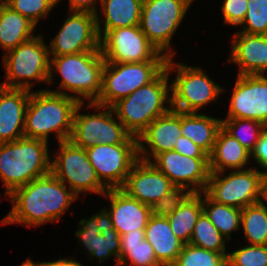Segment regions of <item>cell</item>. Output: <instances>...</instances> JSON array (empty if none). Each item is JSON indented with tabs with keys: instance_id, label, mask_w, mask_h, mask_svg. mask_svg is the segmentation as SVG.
Instances as JSON below:
<instances>
[{
	"instance_id": "obj_1",
	"label": "cell",
	"mask_w": 267,
	"mask_h": 266,
	"mask_svg": "<svg viewBox=\"0 0 267 266\" xmlns=\"http://www.w3.org/2000/svg\"><path fill=\"white\" fill-rule=\"evenodd\" d=\"M8 197L13 207L1 225L18 223L31 227L60 220L79 196L50 171L14 189Z\"/></svg>"
},
{
	"instance_id": "obj_2",
	"label": "cell",
	"mask_w": 267,
	"mask_h": 266,
	"mask_svg": "<svg viewBox=\"0 0 267 266\" xmlns=\"http://www.w3.org/2000/svg\"><path fill=\"white\" fill-rule=\"evenodd\" d=\"M79 104L75 98L49 89L30 92L25 111L24 137L48 142L49 134L56 132L58 143L69 140Z\"/></svg>"
},
{
	"instance_id": "obj_3",
	"label": "cell",
	"mask_w": 267,
	"mask_h": 266,
	"mask_svg": "<svg viewBox=\"0 0 267 266\" xmlns=\"http://www.w3.org/2000/svg\"><path fill=\"white\" fill-rule=\"evenodd\" d=\"M105 62L101 51L51 57L48 83L54 81L53 70L61 75L62 79L59 84L61 90L49 91L75 98L79 103H84V99L95 103L102 90Z\"/></svg>"
},
{
	"instance_id": "obj_4",
	"label": "cell",
	"mask_w": 267,
	"mask_h": 266,
	"mask_svg": "<svg viewBox=\"0 0 267 266\" xmlns=\"http://www.w3.org/2000/svg\"><path fill=\"white\" fill-rule=\"evenodd\" d=\"M48 142L22 137L0 143V178L5 195L51 171Z\"/></svg>"
},
{
	"instance_id": "obj_5",
	"label": "cell",
	"mask_w": 267,
	"mask_h": 266,
	"mask_svg": "<svg viewBox=\"0 0 267 266\" xmlns=\"http://www.w3.org/2000/svg\"><path fill=\"white\" fill-rule=\"evenodd\" d=\"M169 74L165 68L152 82L112 106L115 116L132 136L138 138L156 118L171 109L165 106V103L171 104Z\"/></svg>"
},
{
	"instance_id": "obj_6",
	"label": "cell",
	"mask_w": 267,
	"mask_h": 266,
	"mask_svg": "<svg viewBox=\"0 0 267 266\" xmlns=\"http://www.w3.org/2000/svg\"><path fill=\"white\" fill-rule=\"evenodd\" d=\"M3 54L2 62L6 69V81L0 83V86L31 91L35 82H29V80L48 83L50 76L49 46L44 44L41 35L35 36Z\"/></svg>"
},
{
	"instance_id": "obj_7",
	"label": "cell",
	"mask_w": 267,
	"mask_h": 266,
	"mask_svg": "<svg viewBox=\"0 0 267 266\" xmlns=\"http://www.w3.org/2000/svg\"><path fill=\"white\" fill-rule=\"evenodd\" d=\"M172 59L169 57L165 65L169 73L177 70L176 78L170 84L171 109L198 113L203 106L219 98L223 88L211 80L202 68L174 63Z\"/></svg>"
},
{
	"instance_id": "obj_8",
	"label": "cell",
	"mask_w": 267,
	"mask_h": 266,
	"mask_svg": "<svg viewBox=\"0 0 267 266\" xmlns=\"http://www.w3.org/2000/svg\"><path fill=\"white\" fill-rule=\"evenodd\" d=\"M165 65L166 61L105 62L102 90L95 104L112 107L120 99L152 82L165 69Z\"/></svg>"
},
{
	"instance_id": "obj_9",
	"label": "cell",
	"mask_w": 267,
	"mask_h": 266,
	"mask_svg": "<svg viewBox=\"0 0 267 266\" xmlns=\"http://www.w3.org/2000/svg\"><path fill=\"white\" fill-rule=\"evenodd\" d=\"M84 103H80L73 117V130L70 141L77 147L88 148L96 144L137 143V138L132 136L113 116L112 107H101L95 103H88L87 107L104 111L94 114H79Z\"/></svg>"
},
{
	"instance_id": "obj_10",
	"label": "cell",
	"mask_w": 267,
	"mask_h": 266,
	"mask_svg": "<svg viewBox=\"0 0 267 266\" xmlns=\"http://www.w3.org/2000/svg\"><path fill=\"white\" fill-rule=\"evenodd\" d=\"M221 174V175H220ZM211 172L205 193L215 202L243 209L259 203L267 177L258 168ZM223 175V177H221Z\"/></svg>"
},
{
	"instance_id": "obj_11",
	"label": "cell",
	"mask_w": 267,
	"mask_h": 266,
	"mask_svg": "<svg viewBox=\"0 0 267 266\" xmlns=\"http://www.w3.org/2000/svg\"><path fill=\"white\" fill-rule=\"evenodd\" d=\"M193 1L143 0L139 26L148 40L167 58L174 56L171 39Z\"/></svg>"
},
{
	"instance_id": "obj_12",
	"label": "cell",
	"mask_w": 267,
	"mask_h": 266,
	"mask_svg": "<svg viewBox=\"0 0 267 266\" xmlns=\"http://www.w3.org/2000/svg\"><path fill=\"white\" fill-rule=\"evenodd\" d=\"M59 146L51 172L77 196L83 192L103 195L108 189L100 182L86 150L70 140L59 142Z\"/></svg>"
},
{
	"instance_id": "obj_13",
	"label": "cell",
	"mask_w": 267,
	"mask_h": 266,
	"mask_svg": "<svg viewBox=\"0 0 267 266\" xmlns=\"http://www.w3.org/2000/svg\"><path fill=\"white\" fill-rule=\"evenodd\" d=\"M100 50L106 62L130 63L167 61L148 40L139 25L109 30L100 39Z\"/></svg>"
},
{
	"instance_id": "obj_14",
	"label": "cell",
	"mask_w": 267,
	"mask_h": 266,
	"mask_svg": "<svg viewBox=\"0 0 267 266\" xmlns=\"http://www.w3.org/2000/svg\"><path fill=\"white\" fill-rule=\"evenodd\" d=\"M100 182L107 189L122 188L138 158V143L96 144L85 149Z\"/></svg>"
},
{
	"instance_id": "obj_15",
	"label": "cell",
	"mask_w": 267,
	"mask_h": 266,
	"mask_svg": "<svg viewBox=\"0 0 267 266\" xmlns=\"http://www.w3.org/2000/svg\"><path fill=\"white\" fill-rule=\"evenodd\" d=\"M68 15L49 44V55L55 57L85 51H101L96 14L71 11Z\"/></svg>"
},
{
	"instance_id": "obj_16",
	"label": "cell",
	"mask_w": 267,
	"mask_h": 266,
	"mask_svg": "<svg viewBox=\"0 0 267 266\" xmlns=\"http://www.w3.org/2000/svg\"><path fill=\"white\" fill-rule=\"evenodd\" d=\"M153 159L150 162L176 187H186L192 193L205 191L211 173L209 158H191L171 150L161 152Z\"/></svg>"
},
{
	"instance_id": "obj_17",
	"label": "cell",
	"mask_w": 267,
	"mask_h": 266,
	"mask_svg": "<svg viewBox=\"0 0 267 266\" xmlns=\"http://www.w3.org/2000/svg\"><path fill=\"white\" fill-rule=\"evenodd\" d=\"M227 118L259 121L267 126V77L238 75Z\"/></svg>"
},
{
	"instance_id": "obj_18",
	"label": "cell",
	"mask_w": 267,
	"mask_h": 266,
	"mask_svg": "<svg viewBox=\"0 0 267 266\" xmlns=\"http://www.w3.org/2000/svg\"><path fill=\"white\" fill-rule=\"evenodd\" d=\"M75 236L87 249L90 259L98 257L99 263H102L109 257L115 256L116 266L119 265L121 236L106 221L104 209L93 214L89 220L81 219Z\"/></svg>"
},
{
	"instance_id": "obj_19",
	"label": "cell",
	"mask_w": 267,
	"mask_h": 266,
	"mask_svg": "<svg viewBox=\"0 0 267 266\" xmlns=\"http://www.w3.org/2000/svg\"><path fill=\"white\" fill-rule=\"evenodd\" d=\"M176 186L151 162L138 159L121 188L139 202L152 206Z\"/></svg>"
},
{
	"instance_id": "obj_20",
	"label": "cell",
	"mask_w": 267,
	"mask_h": 266,
	"mask_svg": "<svg viewBox=\"0 0 267 266\" xmlns=\"http://www.w3.org/2000/svg\"><path fill=\"white\" fill-rule=\"evenodd\" d=\"M103 196L110 200V211L106 212V221L121 236L130 231L145 230L151 217V208L129 196L121 188L108 189Z\"/></svg>"
},
{
	"instance_id": "obj_21",
	"label": "cell",
	"mask_w": 267,
	"mask_h": 266,
	"mask_svg": "<svg viewBox=\"0 0 267 266\" xmlns=\"http://www.w3.org/2000/svg\"><path fill=\"white\" fill-rule=\"evenodd\" d=\"M181 135V112L170 109L156 118L138 136V158L150 162L151 157L154 158L161 152L174 150L177 139ZM144 143L147 144L149 150Z\"/></svg>"
},
{
	"instance_id": "obj_22",
	"label": "cell",
	"mask_w": 267,
	"mask_h": 266,
	"mask_svg": "<svg viewBox=\"0 0 267 266\" xmlns=\"http://www.w3.org/2000/svg\"><path fill=\"white\" fill-rule=\"evenodd\" d=\"M30 92L0 86V143L24 137L25 111Z\"/></svg>"
},
{
	"instance_id": "obj_23",
	"label": "cell",
	"mask_w": 267,
	"mask_h": 266,
	"mask_svg": "<svg viewBox=\"0 0 267 266\" xmlns=\"http://www.w3.org/2000/svg\"><path fill=\"white\" fill-rule=\"evenodd\" d=\"M230 62L239 66L238 75H264L267 71V35L236 32Z\"/></svg>"
},
{
	"instance_id": "obj_24",
	"label": "cell",
	"mask_w": 267,
	"mask_h": 266,
	"mask_svg": "<svg viewBox=\"0 0 267 266\" xmlns=\"http://www.w3.org/2000/svg\"><path fill=\"white\" fill-rule=\"evenodd\" d=\"M145 239L153 247L155 257L162 266H173L184 246L172 232L167 217L151 215L145 228Z\"/></svg>"
},
{
	"instance_id": "obj_25",
	"label": "cell",
	"mask_w": 267,
	"mask_h": 266,
	"mask_svg": "<svg viewBox=\"0 0 267 266\" xmlns=\"http://www.w3.org/2000/svg\"><path fill=\"white\" fill-rule=\"evenodd\" d=\"M251 159V153L223 128L218 131L212 153L209 155L210 172H226V168L242 170Z\"/></svg>"
},
{
	"instance_id": "obj_26",
	"label": "cell",
	"mask_w": 267,
	"mask_h": 266,
	"mask_svg": "<svg viewBox=\"0 0 267 266\" xmlns=\"http://www.w3.org/2000/svg\"><path fill=\"white\" fill-rule=\"evenodd\" d=\"M143 0H101V12L105 16L101 27L97 16L100 39L109 31L122 27L140 25Z\"/></svg>"
},
{
	"instance_id": "obj_27",
	"label": "cell",
	"mask_w": 267,
	"mask_h": 266,
	"mask_svg": "<svg viewBox=\"0 0 267 266\" xmlns=\"http://www.w3.org/2000/svg\"><path fill=\"white\" fill-rule=\"evenodd\" d=\"M222 119L199 113L181 112V134L210 155L216 142Z\"/></svg>"
},
{
	"instance_id": "obj_28",
	"label": "cell",
	"mask_w": 267,
	"mask_h": 266,
	"mask_svg": "<svg viewBox=\"0 0 267 266\" xmlns=\"http://www.w3.org/2000/svg\"><path fill=\"white\" fill-rule=\"evenodd\" d=\"M35 26L4 1L0 4V47L4 51L8 52L35 37Z\"/></svg>"
},
{
	"instance_id": "obj_29",
	"label": "cell",
	"mask_w": 267,
	"mask_h": 266,
	"mask_svg": "<svg viewBox=\"0 0 267 266\" xmlns=\"http://www.w3.org/2000/svg\"><path fill=\"white\" fill-rule=\"evenodd\" d=\"M130 260L131 266H162L156 259L154 249L145 239V230H136L121 235V250L119 265L127 264Z\"/></svg>"
},
{
	"instance_id": "obj_30",
	"label": "cell",
	"mask_w": 267,
	"mask_h": 266,
	"mask_svg": "<svg viewBox=\"0 0 267 266\" xmlns=\"http://www.w3.org/2000/svg\"><path fill=\"white\" fill-rule=\"evenodd\" d=\"M201 193H192L167 219L172 232L184 244L190 243V237L198 217L203 212Z\"/></svg>"
},
{
	"instance_id": "obj_31",
	"label": "cell",
	"mask_w": 267,
	"mask_h": 266,
	"mask_svg": "<svg viewBox=\"0 0 267 266\" xmlns=\"http://www.w3.org/2000/svg\"><path fill=\"white\" fill-rule=\"evenodd\" d=\"M203 194V212L222 236L230 241L232 231L240 228L242 209L215 202L205 192Z\"/></svg>"
},
{
	"instance_id": "obj_32",
	"label": "cell",
	"mask_w": 267,
	"mask_h": 266,
	"mask_svg": "<svg viewBox=\"0 0 267 266\" xmlns=\"http://www.w3.org/2000/svg\"><path fill=\"white\" fill-rule=\"evenodd\" d=\"M264 203L242 209L240 225L250 245H267V206Z\"/></svg>"
},
{
	"instance_id": "obj_33",
	"label": "cell",
	"mask_w": 267,
	"mask_h": 266,
	"mask_svg": "<svg viewBox=\"0 0 267 266\" xmlns=\"http://www.w3.org/2000/svg\"><path fill=\"white\" fill-rule=\"evenodd\" d=\"M222 128L251 153L267 126L249 119L225 118L222 119Z\"/></svg>"
},
{
	"instance_id": "obj_34",
	"label": "cell",
	"mask_w": 267,
	"mask_h": 266,
	"mask_svg": "<svg viewBox=\"0 0 267 266\" xmlns=\"http://www.w3.org/2000/svg\"><path fill=\"white\" fill-rule=\"evenodd\" d=\"M190 244L221 254H228L226 253V239L211 223L204 212L197 219L190 237Z\"/></svg>"
},
{
	"instance_id": "obj_35",
	"label": "cell",
	"mask_w": 267,
	"mask_h": 266,
	"mask_svg": "<svg viewBox=\"0 0 267 266\" xmlns=\"http://www.w3.org/2000/svg\"><path fill=\"white\" fill-rule=\"evenodd\" d=\"M228 254L184 244L173 266H227Z\"/></svg>"
},
{
	"instance_id": "obj_36",
	"label": "cell",
	"mask_w": 267,
	"mask_h": 266,
	"mask_svg": "<svg viewBox=\"0 0 267 266\" xmlns=\"http://www.w3.org/2000/svg\"><path fill=\"white\" fill-rule=\"evenodd\" d=\"M247 5L245 19L240 25L243 30L238 32L267 35V0H247Z\"/></svg>"
},
{
	"instance_id": "obj_37",
	"label": "cell",
	"mask_w": 267,
	"mask_h": 266,
	"mask_svg": "<svg viewBox=\"0 0 267 266\" xmlns=\"http://www.w3.org/2000/svg\"><path fill=\"white\" fill-rule=\"evenodd\" d=\"M227 266H267V245H247L228 253Z\"/></svg>"
},
{
	"instance_id": "obj_38",
	"label": "cell",
	"mask_w": 267,
	"mask_h": 266,
	"mask_svg": "<svg viewBox=\"0 0 267 266\" xmlns=\"http://www.w3.org/2000/svg\"><path fill=\"white\" fill-rule=\"evenodd\" d=\"M14 11L28 18L36 26L40 18L45 17L58 3L57 0H3Z\"/></svg>"
},
{
	"instance_id": "obj_39",
	"label": "cell",
	"mask_w": 267,
	"mask_h": 266,
	"mask_svg": "<svg viewBox=\"0 0 267 266\" xmlns=\"http://www.w3.org/2000/svg\"><path fill=\"white\" fill-rule=\"evenodd\" d=\"M191 194L192 192L186 187L173 188V190L165 196H162L150 207L151 215L157 217H168L176 209H178Z\"/></svg>"
},
{
	"instance_id": "obj_40",
	"label": "cell",
	"mask_w": 267,
	"mask_h": 266,
	"mask_svg": "<svg viewBox=\"0 0 267 266\" xmlns=\"http://www.w3.org/2000/svg\"><path fill=\"white\" fill-rule=\"evenodd\" d=\"M247 9V0H224L222 6L224 23L240 26L245 19Z\"/></svg>"
},
{
	"instance_id": "obj_41",
	"label": "cell",
	"mask_w": 267,
	"mask_h": 266,
	"mask_svg": "<svg viewBox=\"0 0 267 266\" xmlns=\"http://www.w3.org/2000/svg\"><path fill=\"white\" fill-rule=\"evenodd\" d=\"M174 151L191 158H209V155L202 148L194 144L191 139L182 135L177 139Z\"/></svg>"
},
{
	"instance_id": "obj_42",
	"label": "cell",
	"mask_w": 267,
	"mask_h": 266,
	"mask_svg": "<svg viewBox=\"0 0 267 266\" xmlns=\"http://www.w3.org/2000/svg\"><path fill=\"white\" fill-rule=\"evenodd\" d=\"M251 158L257 162L259 167L264 168V174L267 177V129L260 136L254 150L251 152Z\"/></svg>"
},
{
	"instance_id": "obj_43",
	"label": "cell",
	"mask_w": 267,
	"mask_h": 266,
	"mask_svg": "<svg viewBox=\"0 0 267 266\" xmlns=\"http://www.w3.org/2000/svg\"><path fill=\"white\" fill-rule=\"evenodd\" d=\"M96 1L98 0H69L68 3L70 8L69 10L79 11V12H90L99 15L98 9L96 8Z\"/></svg>"
},
{
	"instance_id": "obj_44",
	"label": "cell",
	"mask_w": 267,
	"mask_h": 266,
	"mask_svg": "<svg viewBox=\"0 0 267 266\" xmlns=\"http://www.w3.org/2000/svg\"><path fill=\"white\" fill-rule=\"evenodd\" d=\"M44 266H83L80 262L74 259H59L57 261L44 262Z\"/></svg>"
},
{
	"instance_id": "obj_45",
	"label": "cell",
	"mask_w": 267,
	"mask_h": 266,
	"mask_svg": "<svg viewBox=\"0 0 267 266\" xmlns=\"http://www.w3.org/2000/svg\"><path fill=\"white\" fill-rule=\"evenodd\" d=\"M21 266H44V262L34 263L28 258Z\"/></svg>"
},
{
	"instance_id": "obj_46",
	"label": "cell",
	"mask_w": 267,
	"mask_h": 266,
	"mask_svg": "<svg viewBox=\"0 0 267 266\" xmlns=\"http://www.w3.org/2000/svg\"><path fill=\"white\" fill-rule=\"evenodd\" d=\"M262 201H263V202H264V201L267 202V179H266V182H265V185H264Z\"/></svg>"
}]
</instances>
